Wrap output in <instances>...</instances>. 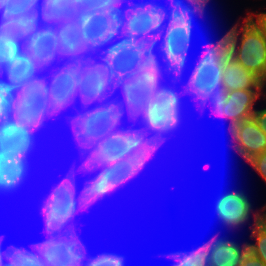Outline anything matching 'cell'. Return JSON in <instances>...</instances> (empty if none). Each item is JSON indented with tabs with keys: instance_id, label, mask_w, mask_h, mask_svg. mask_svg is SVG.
I'll use <instances>...</instances> for the list:
<instances>
[{
	"instance_id": "14",
	"label": "cell",
	"mask_w": 266,
	"mask_h": 266,
	"mask_svg": "<svg viewBox=\"0 0 266 266\" xmlns=\"http://www.w3.org/2000/svg\"><path fill=\"white\" fill-rule=\"evenodd\" d=\"M263 89H242L223 93H209L198 105L201 111L210 106L216 116L230 121L229 129L234 125L252 118L255 100Z\"/></svg>"
},
{
	"instance_id": "26",
	"label": "cell",
	"mask_w": 266,
	"mask_h": 266,
	"mask_svg": "<svg viewBox=\"0 0 266 266\" xmlns=\"http://www.w3.org/2000/svg\"><path fill=\"white\" fill-rule=\"evenodd\" d=\"M75 166L71 167L69 172L64 176V178L58 182L56 186H53L49 195H47V200L55 199H76L77 194V184H76V170Z\"/></svg>"
},
{
	"instance_id": "37",
	"label": "cell",
	"mask_w": 266,
	"mask_h": 266,
	"mask_svg": "<svg viewBox=\"0 0 266 266\" xmlns=\"http://www.w3.org/2000/svg\"><path fill=\"white\" fill-rule=\"evenodd\" d=\"M266 181V151L255 155L247 161Z\"/></svg>"
},
{
	"instance_id": "48",
	"label": "cell",
	"mask_w": 266,
	"mask_h": 266,
	"mask_svg": "<svg viewBox=\"0 0 266 266\" xmlns=\"http://www.w3.org/2000/svg\"><path fill=\"white\" fill-rule=\"evenodd\" d=\"M8 9L12 6H14V4L10 1V0H0Z\"/></svg>"
},
{
	"instance_id": "46",
	"label": "cell",
	"mask_w": 266,
	"mask_h": 266,
	"mask_svg": "<svg viewBox=\"0 0 266 266\" xmlns=\"http://www.w3.org/2000/svg\"><path fill=\"white\" fill-rule=\"evenodd\" d=\"M9 9L0 1V18L8 11Z\"/></svg>"
},
{
	"instance_id": "29",
	"label": "cell",
	"mask_w": 266,
	"mask_h": 266,
	"mask_svg": "<svg viewBox=\"0 0 266 266\" xmlns=\"http://www.w3.org/2000/svg\"><path fill=\"white\" fill-rule=\"evenodd\" d=\"M215 214L219 222L222 223L220 209H215ZM226 238H217L214 236L208 242L202 244L201 246L197 247L196 249L190 251H182L185 255L195 260L200 266H207L210 253L214 249L215 245L223 242Z\"/></svg>"
},
{
	"instance_id": "39",
	"label": "cell",
	"mask_w": 266,
	"mask_h": 266,
	"mask_svg": "<svg viewBox=\"0 0 266 266\" xmlns=\"http://www.w3.org/2000/svg\"><path fill=\"white\" fill-rule=\"evenodd\" d=\"M106 256L101 262L104 266H125L124 255L105 252Z\"/></svg>"
},
{
	"instance_id": "27",
	"label": "cell",
	"mask_w": 266,
	"mask_h": 266,
	"mask_svg": "<svg viewBox=\"0 0 266 266\" xmlns=\"http://www.w3.org/2000/svg\"><path fill=\"white\" fill-rule=\"evenodd\" d=\"M2 241L3 236L0 237V266H27L34 259L25 247L10 245L3 250Z\"/></svg>"
},
{
	"instance_id": "4",
	"label": "cell",
	"mask_w": 266,
	"mask_h": 266,
	"mask_svg": "<svg viewBox=\"0 0 266 266\" xmlns=\"http://www.w3.org/2000/svg\"><path fill=\"white\" fill-rule=\"evenodd\" d=\"M88 104L87 83L83 78L45 77L35 84L25 99L26 127L36 142L37 133L47 126V120L56 119L63 110L76 103Z\"/></svg>"
},
{
	"instance_id": "33",
	"label": "cell",
	"mask_w": 266,
	"mask_h": 266,
	"mask_svg": "<svg viewBox=\"0 0 266 266\" xmlns=\"http://www.w3.org/2000/svg\"><path fill=\"white\" fill-rule=\"evenodd\" d=\"M122 186H92V178L86 179L84 186L78 193V198H88L93 203L103 200L110 193H114Z\"/></svg>"
},
{
	"instance_id": "12",
	"label": "cell",
	"mask_w": 266,
	"mask_h": 266,
	"mask_svg": "<svg viewBox=\"0 0 266 266\" xmlns=\"http://www.w3.org/2000/svg\"><path fill=\"white\" fill-rule=\"evenodd\" d=\"M121 123H89L92 153L140 155V129Z\"/></svg>"
},
{
	"instance_id": "51",
	"label": "cell",
	"mask_w": 266,
	"mask_h": 266,
	"mask_svg": "<svg viewBox=\"0 0 266 266\" xmlns=\"http://www.w3.org/2000/svg\"><path fill=\"white\" fill-rule=\"evenodd\" d=\"M168 2H173V1H180V0H167Z\"/></svg>"
},
{
	"instance_id": "30",
	"label": "cell",
	"mask_w": 266,
	"mask_h": 266,
	"mask_svg": "<svg viewBox=\"0 0 266 266\" xmlns=\"http://www.w3.org/2000/svg\"><path fill=\"white\" fill-rule=\"evenodd\" d=\"M193 17L188 16L183 24L180 25L179 31L172 37L180 45L182 61H183V70H185L188 61V51L190 49L191 39H192V29H193ZM208 44H212L209 42Z\"/></svg>"
},
{
	"instance_id": "34",
	"label": "cell",
	"mask_w": 266,
	"mask_h": 266,
	"mask_svg": "<svg viewBox=\"0 0 266 266\" xmlns=\"http://www.w3.org/2000/svg\"><path fill=\"white\" fill-rule=\"evenodd\" d=\"M29 174L0 175V194L16 192L27 180Z\"/></svg>"
},
{
	"instance_id": "10",
	"label": "cell",
	"mask_w": 266,
	"mask_h": 266,
	"mask_svg": "<svg viewBox=\"0 0 266 266\" xmlns=\"http://www.w3.org/2000/svg\"><path fill=\"white\" fill-rule=\"evenodd\" d=\"M244 22L241 32L238 30L237 24L229 30L230 57L247 71L259 77L264 85L266 37L254 21L252 14H249ZM240 33L242 34L241 36H239Z\"/></svg>"
},
{
	"instance_id": "47",
	"label": "cell",
	"mask_w": 266,
	"mask_h": 266,
	"mask_svg": "<svg viewBox=\"0 0 266 266\" xmlns=\"http://www.w3.org/2000/svg\"><path fill=\"white\" fill-rule=\"evenodd\" d=\"M70 266H104L101 263H88V264H72Z\"/></svg>"
},
{
	"instance_id": "24",
	"label": "cell",
	"mask_w": 266,
	"mask_h": 266,
	"mask_svg": "<svg viewBox=\"0 0 266 266\" xmlns=\"http://www.w3.org/2000/svg\"><path fill=\"white\" fill-rule=\"evenodd\" d=\"M248 251V244L242 247L236 242L224 240L215 245L207 266H239Z\"/></svg>"
},
{
	"instance_id": "43",
	"label": "cell",
	"mask_w": 266,
	"mask_h": 266,
	"mask_svg": "<svg viewBox=\"0 0 266 266\" xmlns=\"http://www.w3.org/2000/svg\"><path fill=\"white\" fill-rule=\"evenodd\" d=\"M27 266H49L45 259L34 258Z\"/></svg>"
},
{
	"instance_id": "7",
	"label": "cell",
	"mask_w": 266,
	"mask_h": 266,
	"mask_svg": "<svg viewBox=\"0 0 266 266\" xmlns=\"http://www.w3.org/2000/svg\"><path fill=\"white\" fill-rule=\"evenodd\" d=\"M32 21L33 38L49 54L58 37L88 12L86 0H20Z\"/></svg>"
},
{
	"instance_id": "44",
	"label": "cell",
	"mask_w": 266,
	"mask_h": 266,
	"mask_svg": "<svg viewBox=\"0 0 266 266\" xmlns=\"http://www.w3.org/2000/svg\"><path fill=\"white\" fill-rule=\"evenodd\" d=\"M264 209L266 210V206H264ZM258 223L264 228L266 229V212L263 213L262 215H260L258 213Z\"/></svg>"
},
{
	"instance_id": "11",
	"label": "cell",
	"mask_w": 266,
	"mask_h": 266,
	"mask_svg": "<svg viewBox=\"0 0 266 266\" xmlns=\"http://www.w3.org/2000/svg\"><path fill=\"white\" fill-rule=\"evenodd\" d=\"M115 94L116 90H108L101 83H87L89 123H123L127 115L129 121L139 124V103L128 92L120 93L122 99L113 97Z\"/></svg>"
},
{
	"instance_id": "31",
	"label": "cell",
	"mask_w": 266,
	"mask_h": 266,
	"mask_svg": "<svg viewBox=\"0 0 266 266\" xmlns=\"http://www.w3.org/2000/svg\"><path fill=\"white\" fill-rule=\"evenodd\" d=\"M254 228L250 238L254 237L256 244H248V251L257 256L266 264V229L258 223V213L254 214Z\"/></svg>"
},
{
	"instance_id": "19",
	"label": "cell",
	"mask_w": 266,
	"mask_h": 266,
	"mask_svg": "<svg viewBox=\"0 0 266 266\" xmlns=\"http://www.w3.org/2000/svg\"><path fill=\"white\" fill-rule=\"evenodd\" d=\"M251 211L252 205L243 191L233 190L222 193L220 215L223 225L229 228L240 227L248 221Z\"/></svg>"
},
{
	"instance_id": "41",
	"label": "cell",
	"mask_w": 266,
	"mask_h": 266,
	"mask_svg": "<svg viewBox=\"0 0 266 266\" xmlns=\"http://www.w3.org/2000/svg\"><path fill=\"white\" fill-rule=\"evenodd\" d=\"M252 118L257 123L258 127L266 134V109L255 110Z\"/></svg>"
},
{
	"instance_id": "9",
	"label": "cell",
	"mask_w": 266,
	"mask_h": 266,
	"mask_svg": "<svg viewBox=\"0 0 266 266\" xmlns=\"http://www.w3.org/2000/svg\"><path fill=\"white\" fill-rule=\"evenodd\" d=\"M229 52V31L216 43L207 44L185 83L191 99L199 104L220 82Z\"/></svg>"
},
{
	"instance_id": "20",
	"label": "cell",
	"mask_w": 266,
	"mask_h": 266,
	"mask_svg": "<svg viewBox=\"0 0 266 266\" xmlns=\"http://www.w3.org/2000/svg\"><path fill=\"white\" fill-rule=\"evenodd\" d=\"M25 126V100L0 99V142L10 141Z\"/></svg>"
},
{
	"instance_id": "5",
	"label": "cell",
	"mask_w": 266,
	"mask_h": 266,
	"mask_svg": "<svg viewBox=\"0 0 266 266\" xmlns=\"http://www.w3.org/2000/svg\"><path fill=\"white\" fill-rule=\"evenodd\" d=\"M88 12L105 29L111 43H137L150 36L151 11L148 0H90Z\"/></svg>"
},
{
	"instance_id": "35",
	"label": "cell",
	"mask_w": 266,
	"mask_h": 266,
	"mask_svg": "<svg viewBox=\"0 0 266 266\" xmlns=\"http://www.w3.org/2000/svg\"><path fill=\"white\" fill-rule=\"evenodd\" d=\"M32 153L19 165H10L0 167V175L29 174L30 161Z\"/></svg>"
},
{
	"instance_id": "16",
	"label": "cell",
	"mask_w": 266,
	"mask_h": 266,
	"mask_svg": "<svg viewBox=\"0 0 266 266\" xmlns=\"http://www.w3.org/2000/svg\"><path fill=\"white\" fill-rule=\"evenodd\" d=\"M235 150L246 160L266 151V134L253 118L244 120L229 129Z\"/></svg>"
},
{
	"instance_id": "28",
	"label": "cell",
	"mask_w": 266,
	"mask_h": 266,
	"mask_svg": "<svg viewBox=\"0 0 266 266\" xmlns=\"http://www.w3.org/2000/svg\"><path fill=\"white\" fill-rule=\"evenodd\" d=\"M180 126H169L162 128H139L140 143L139 145H162L171 137ZM170 135V136H169Z\"/></svg>"
},
{
	"instance_id": "18",
	"label": "cell",
	"mask_w": 266,
	"mask_h": 266,
	"mask_svg": "<svg viewBox=\"0 0 266 266\" xmlns=\"http://www.w3.org/2000/svg\"><path fill=\"white\" fill-rule=\"evenodd\" d=\"M259 77L247 71L232 57H228L224 65V75L210 93H223L242 89H263Z\"/></svg>"
},
{
	"instance_id": "21",
	"label": "cell",
	"mask_w": 266,
	"mask_h": 266,
	"mask_svg": "<svg viewBox=\"0 0 266 266\" xmlns=\"http://www.w3.org/2000/svg\"><path fill=\"white\" fill-rule=\"evenodd\" d=\"M36 147L30 130L25 126L10 141L0 142V167L21 164Z\"/></svg>"
},
{
	"instance_id": "32",
	"label": "cell",
	"mask_w": 266,
	"mask_h": 266,
	"mask_svg": "<svg viewBox=\"0 0 266 266\" xmlns=\"http://www.w3.org/2000/svg\"><path fill=\"white\" fill-rule=\"evenodd\" d=\"M140 164V155L92 153V165Z\"/></svg>"
},
{
	"instance_id": "25",
	"label": "cell",
	"mask_w": 266,
	"mask_h": 266,
	"mask_svg": "<svg viewBox=\"0 0 266 266\" xmlns=\"http://www.w3.org/2000/svg\"><path fill=\"white\" fill-rule=\"evenodd\" d=\"M0 66L19 68L34 84L45 78L44 71L24 53L0 51Z\"/></svg>"
},
{
	"instance_id": "45",
	"label": "cell",
	"mask_w": 266,
	"mask_h": 266,
	"mask_svg": "<svg viewBox=\"0 0 266 266\" xmlns=\"http://www.w3.org/2000/svg\"><path fill=\"white\" fill-rule=\"evenodd\" d=\"M221 207H222V194L217 197L214 208L220 209Z\"/></svg>"
},
{
	"instance_id": "36",
	"label": "cell",
	"mask_w": 266,
	"mask_h": 266,
	"mask_svg": "<svg viewBox=\"0 0 266 266\" xmlns=\"http://www.w3.org/2000/svg\"><path fill=\"white\" fill-rule=\"evenodd\" d=\"M162 145H139L140 148V172L144 169L147 162L153 157Z\"/></svg>"
},
{
	"instance_id": "49",
	"label": "cell",
	"mask_w": 266,
	"mask_h": 266,
	"mask_svg": "<svg viewBox=\"0 0 266 266\" xmlns=\"http://www.w3.org/2000/svg\"><path fill=\"white\" fill-rule=\"evenodd\" d=\"M264 86L266 87V63H265V69H264Z\"/></svg>"
},
{
	"instance_id": "17",
	"label": "cell",
	"mask_w": 266,
	"mask_h": 266,
	"mask_svg": "<svg viewBox=\"0 0 266 266\" xmlns=\"http://www.w3.org/2000/svg\"><path fill=\"white\" fill-rule=\"evenodd\" d=\"M81 110L77 109L76 114L69 115L67 122L69 123L73 139L79 149L80 157L83 162L78 167L77 171L89 173L92 172V148H91V136H90V125H89V105L81 104Z\"/></svg>"
},
{
	"instance_id": "42",
	"label": "cell",
	"mask_w": 266,
	"mask_h": 266,
	"mask_svg": "<svg viewBox=\"0 0 266 266\" xmlns=\"http://www.w3.org/2000/svg\"><path fill=\"white\" fill-rule=\"evenodd\" d=\"M255 15H256V20L254 21L258 24V26L263 31L264 36L266 37V12Z\"/></svg>"
},
{
	"instance_id": "13",
	"label": "cell",
	"mask_w": 266,
	"mask_h": 266,
	"mask_svg": "<svg viewBox=\"0 0 266 266\" xmlns=\"http://www.w3.org/2000/svg\"><path fill=\"white\" fill-rule=\"evenodd\" d=\"M184 0L168 2V6L156 0H148L151 17L150 37L172 38L188 16H203L209 0Z\"/></svg>"
},
{
	"instance_id": "2",
	"label": "cell",
	"mask_w": 266,
	"mask_h": 266,
	"mask_svg": "<svg viewBox=\"0 0 266 266\" xmlns=\"http://www.w3.org/2000/svg\"><path fill=\"white\" fill-rule=\"evenodd\" d=\"M107 43L105 29L87 12L56 40L48 54L45 77H86L96 67Z\"/></svg>"
},
{
	"instance_id": "23",
	"label": "cell",
	"mask_w": 266,
	"mask_h": 266,
	"mask_svg": "<svg viewBox=\"0 0 266 266\" xmlns=\"http://www.w3.org/2000/svg\"><path fill=\"white\" fill-rule=\"evenodd\" d=\"M92 186H124L140 174V164L92 165Z\"/></svg>"
},
{
	"instance_id": "22",
	"label": "cell",
	"mask_w": 266,
	"mask_h": 266,
	"mask_svg": "<svg viewBox=\"0 0 266 266\" xmlns=\"http://www.w3.org/2000/svg\"><path fill=\"white\" fill-rule=\"evenodd\" d=\"M35 84L17 67L0 66V99H26Z\"/></svg>"
},
{
	"instance_id": "3",
	"label": "cell",
	"mask_w": 266,
	"mask_h": 266,
	"mask_svg": "<svg viewBox=\"0 0 266 266\" xmlns=\"http://www.w3.org/2000/svg\"><path fill=\"white\" fill-rule=\"evenodd\" d=\"M136 44L141 50L140 102H182L181 96L190 95L185 84L182 91H178L175 86L182 82L184 73L177 41L173 38L148 36ZM165 74L174 86L163 83Z\"/></svg>"
},
{
	"instance_id": "8",
	"label": "cell",
	"mask_w": 266,
	"mask_h": 266,
	"mask_svg": "<svg viewBox=\"0 0 266 266\" xmlns=\"http://www.w3.org/2000/svg\"><path fill=\"white\" fill-rule=\"evenodd\" d=\"M0 51L27 54L45 71L48 54L34 40L32 21L18 5L0 18Z\"/></svg>"
},
{
	"instance_id": "6",
	"label": "cell",
	"mask_w": 266,
	"mask_h": 266,
	"mask_svg": "<svg viewBox=\"0 0 266 266\" xmlns=\"http://www.w3.org/2000/svg\"><path fill=\"white\" fill-rule=\"evenodd\" d=\"M108 90L128 92L138 103L141 95V50L136 43H111L100 51L96 67L83 78Z\"/></svg>"
},
{
	"instance_id": "15",
	"label": "cell",
	"mask_w": 266,
	"mask_h": 266,
	"mask_svg": "<svg viewBox=\"0 0 266 266\" xmlns=\"http://www.w3.org/2000/svg\"><path fill=\"white\" fill-rule=\"evenodd\" d=\"M182 102H139V128L180 126Z\"/></svg>"
},
{
	"instance_id": "1",
	"label": "cell",
	"mask_w": 266,
	"mask_h": 266,
	"mask_svg": "<svg viewBox=\"0 0 266 266\" xmlns=\"http://www.w3.org/2000/svg\"><path fill=\"white\" fill-rule=\"evenodd\" d=\"M93 204L88 198L43 199L40 213L44 218V232L47 236L41 242L32 243L28 255L45 259L49 266L101 263L106 256L105 252L89 256L74 223L76 215Z\"/></svg>"
},
{
	"instance_id": "40",
	"label": "cell",
	"mask_w": 266,
	"mask_h": 266,
	"mask_svg": "<svg viewBox=\"0 0 266 266\" xmlns=\"http://www.w3.org/2000/svg\"><path fill=\"white\" fill-rule=\"evenodd\" d=\"M239 266H266V264L250 251H247Z\"/></svg>"
},
{
	"instance_id": "50",
	"label": "cell",
	"mask_w": 266,
	"mask_h": 266,
	"mask_svg": "<svg viewBox=\"0 0 266 266\" xmlns=\"http://www.w3.org/2000/svg\"><path fill=\"white\" fill-rule=\"evenodd\" d=\"M14 5H17V3L20 1V0H10Z\"/></svg>"
},
{
	"instance_id": "38",
	"label": "cell",
	"mask_w": 266,
	"mask_h": 266,
	"mask_svg": "<svg viewBox=\"0 0 266 266\" xmlns=\"http://www.w3.org/2000/svg\"><path fill=\"white\" fill-rule=\"evenodd\" d=\"M167 256L175 261L172 266H200L195 260L185 255L182 251L173 252Z\"/></svg>"
}]
</instances>
